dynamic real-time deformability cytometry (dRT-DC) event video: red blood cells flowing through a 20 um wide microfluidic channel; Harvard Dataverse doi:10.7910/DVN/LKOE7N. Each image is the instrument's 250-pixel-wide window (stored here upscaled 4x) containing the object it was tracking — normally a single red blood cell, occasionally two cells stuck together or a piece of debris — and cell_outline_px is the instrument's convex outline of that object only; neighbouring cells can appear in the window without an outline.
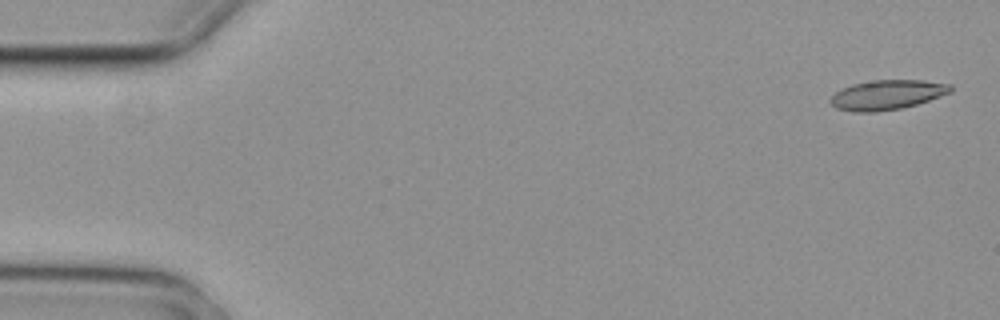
{"species": "common noctule bat (a hibernating species)", "species_latin": "Nyctalus noctula", "temperature_condition": "cold", "stored_images_in_passage": 4, "camera_frame_rate_fps": 3000, "um_per_image_px": 0.085, "animal": {"sex": "female", "body_mass_g": 29.2, "forearm_length_mm": 56.3}, "frame": {"image": 1, "passage_image": 1, "time_ms": 0.0, "image_size_px": [1000, 320], "cell_outline_px": [[952, 92], [916, 104], [900, 108], [876, 112], [856, 112], [836, 108], [828, 100], [836, 92], [852, 84], [872, 80], [924, 80], [952, 84]], "centroid_in_image_um": [75.42, 8.05], "position_along_channel_um": 9.6, "area_um2": 20.69}}
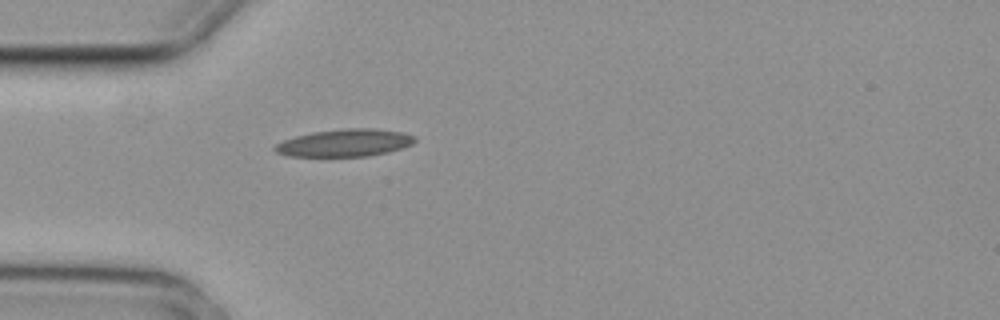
{"frame": {"image": 2, "passage_image": 4, "time_ms": 1.0, "image_size_px": [1000, 320], "cell_outline_px": [[416, 140], [412, 144], [388, 152], [368, 156], [288, 156], [276, 152], [272, 148], [276, 144], [284, 140], [296, 136], [312, 132], [348, 128], [372, 128], [400, 132], [416, 136]], "centroid_in_image_um": [29.29, 12.14], "position_along_channel_um": 55.7, "area_um2": 22.2}}